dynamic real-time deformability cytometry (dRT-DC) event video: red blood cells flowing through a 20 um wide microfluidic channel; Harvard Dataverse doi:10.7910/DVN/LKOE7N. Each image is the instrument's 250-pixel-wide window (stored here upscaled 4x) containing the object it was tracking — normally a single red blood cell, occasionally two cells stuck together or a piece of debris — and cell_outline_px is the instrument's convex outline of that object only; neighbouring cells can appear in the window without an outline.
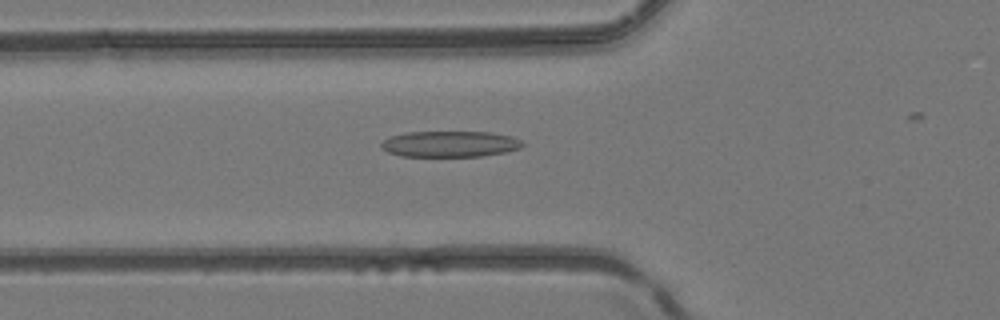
{"species": "common noctule bat (a hibernating species)", "species_latin": "Nyctalus noctula", "temperature_condition": "room temperature", "stored_images_in_passage": 22, "camera_frame_rate_fps": 3000, "um_per_image_px": 0.085, "animal": {"sex": "female", "body_mass_g": 24.6, "forearm_length_mm": 56.2}, "frame": {"image": 1, "passage_image": 12, "time_ms": 3.667, "image_size_px": [1000, 320], "cell_outline_px": [[524, 144], [520, 148], [504, 152], [480, 156], [400, 156], [388, 152], [380, 148], [380, 144], [388, 136], [404, 132], [492, 132], [512, 136], [520, 140]], "centroid_in_image_um": [38.2, 12.23], "position_along_channel_um": 87.6, "area_um2": 21.5}}
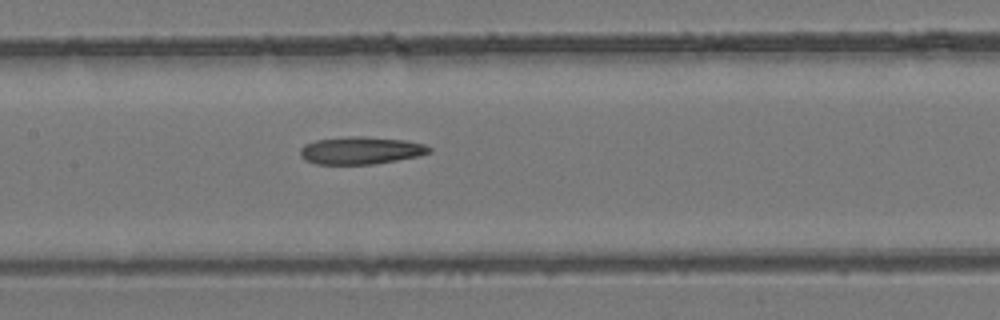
{"frame": {"image": 2, "passage_image": 18, "time_ms": 5.667, "image_size_px": [1000, 320], "cell_outline_px": [[432, 152], [420, 156], [372, 164], [316, 164], [304, 160], [300, 156], [300, 148], [304, 144], [316, 140], [348, 136], [360, 136], [404, 140], [424, 144], [432, 148]], "centroid_in_image_um": [30.65, 12.79], "position_along_channel_um": 176.7, "area_um2": 20.75}}
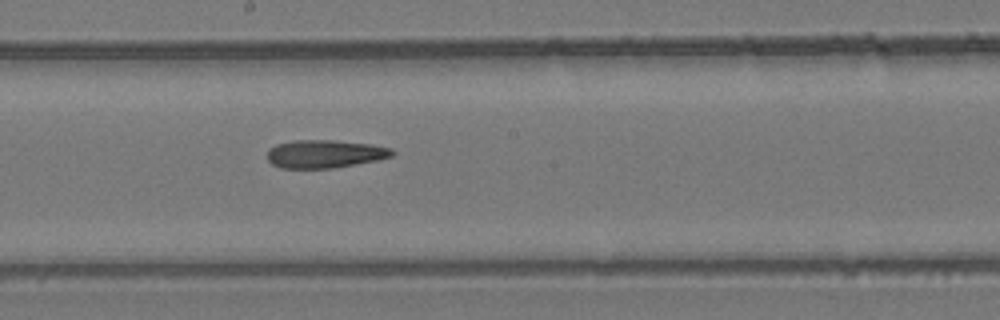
{"frame": {"image": 3, "passage_image": 21, "time_ms": 6.667, "image_size_px": [1000, 320], "cell_outline_px": [[396, 152], [392, 156], [376, 160], [332, 168], [280, 168], [272, 164], [268, 160], [268, 148], [276, 144], [296, 140], [332, 140], [372, 144], [392, 148]], "centroid_in_image_um": [27.6, 13.07], "position_along_channel_um": 220.6, "area_um2": 20.4}}